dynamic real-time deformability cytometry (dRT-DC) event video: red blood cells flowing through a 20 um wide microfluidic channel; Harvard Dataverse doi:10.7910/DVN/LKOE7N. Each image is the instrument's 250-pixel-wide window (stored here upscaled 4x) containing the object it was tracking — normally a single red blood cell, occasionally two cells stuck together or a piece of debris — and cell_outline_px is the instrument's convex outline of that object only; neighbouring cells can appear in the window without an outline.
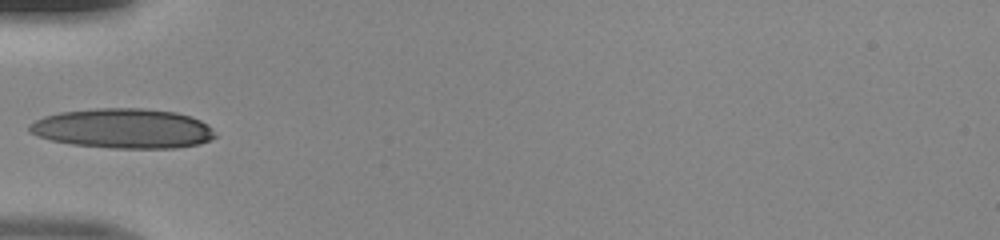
{"species": "human", "species_latin": "Homo sapiens", "temperature_condition": "room temperature", "stored_images_in_passage": 33, "camera_frame_rate_fps": 3000, "um_per_image_px": 0.085, "donor": {"sex": "male"}, "frame": {"image": 1, "passage_image": 1, "time_ms": 0.0, "image_size_px": [1000, 240], "cell_outline_px": [[216, 136], [200, 144], [176, 148], [112, 148], [72, 144], [52, 140], [28, 132], [28, 124], [44, 116], [60, 112], [92, 108], [144, 108], [176, 112], [192, 116], [208, 124], [212, 128]], "centroid_in_image_um": [10.47, 10.91], "position_along_channel_um": 74.5, "area_um2": 43.23}}
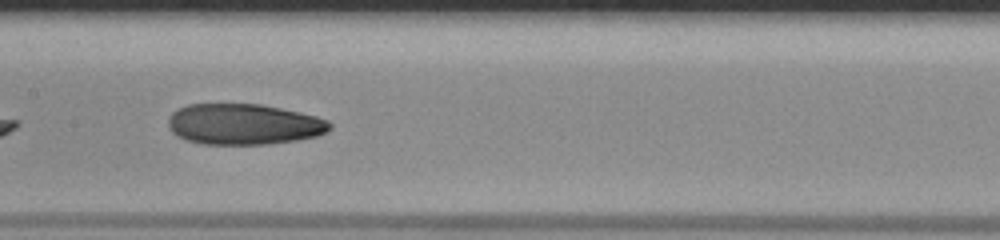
{"frame": {"image": 2, "passage_image": 9, "time_ms": 2.667, "image_size_px": [1000, 240], "cell_outline_px": [[332, 128], [316, 136], [296, 140], [268, 144], [204, 144], [188, 140], [176, 136], [168, 128], [168, 120], [172, 112], [188, 104], [260, 104], [300, 112], [316, 116], [328, 120], [332, 124]], "centroid_in_image_um": [20.71, 10.56], "position_along_channel_um": 186.7, "area_um2": 38.44}}
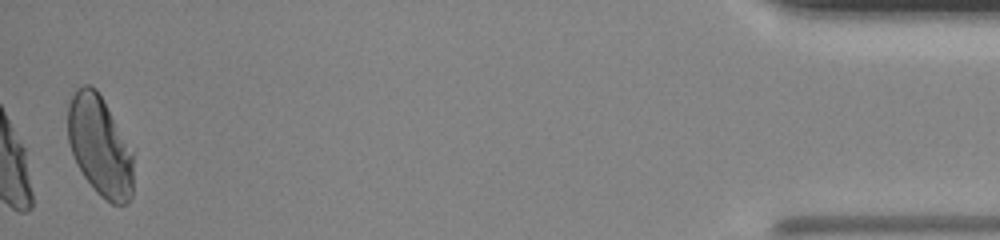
{"frame": {"image": 3, "passage_image": 32, "time_ms": 10.333, "image_size_px": [1000, 240], "cell_outline_px": [[132, 196], [128, 204], [112, 204], [100, 196], [96, 192], [84, 176], [76, 164], [68, 140], [68, 104], [76, 88], [84, 84], [88, 84], [96, 88], [104, 100], [132, 152]], "centroid_in_image_um": [8.47, 12.41], "position_along_channel_um": 426.7, "area_um2": 38.03}}